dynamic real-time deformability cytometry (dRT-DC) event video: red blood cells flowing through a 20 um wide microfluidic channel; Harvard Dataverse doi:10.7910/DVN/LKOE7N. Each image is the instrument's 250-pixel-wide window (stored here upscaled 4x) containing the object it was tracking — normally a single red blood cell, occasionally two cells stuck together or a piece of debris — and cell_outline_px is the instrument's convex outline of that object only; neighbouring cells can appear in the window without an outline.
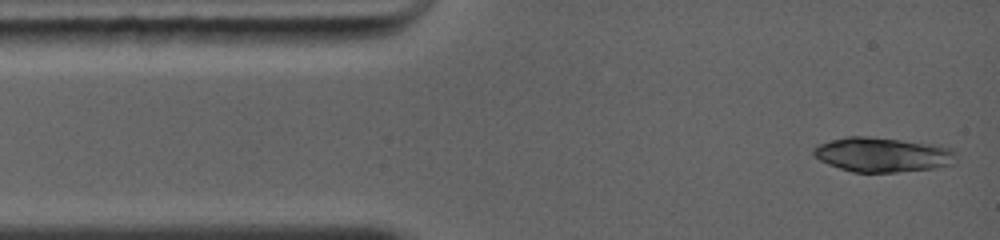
{"species": "common noctule bat (a hibernating species)", "species_latin": "Nyctalus noctula", "temperature_condition": "warm", "stored_images_in_passage": 4, "camera_frame_rate_fps": 5000, "um_per_image_px": 0.085, "animal": {"sex": "female", "body_mass_g": 19.0, "forearm_length_mm": 56.7}, "frame": {"image": 1, "passage_image": 1, "time_ms": 0.0, "image_size_px": [1000, 240], "cell_outline_px": [[952, 152], [944, 164], [928, 168], [892, 172], [852, 172], [828, 164], [820, 160], [812, 152], [816, 144], [848, 136], [868, 136], [936, 144], [952, 148]], "centroid_in_image_um": [74.84, 13.12], "position_along_channel_um": 10.2, "area_um2": 27.8}}